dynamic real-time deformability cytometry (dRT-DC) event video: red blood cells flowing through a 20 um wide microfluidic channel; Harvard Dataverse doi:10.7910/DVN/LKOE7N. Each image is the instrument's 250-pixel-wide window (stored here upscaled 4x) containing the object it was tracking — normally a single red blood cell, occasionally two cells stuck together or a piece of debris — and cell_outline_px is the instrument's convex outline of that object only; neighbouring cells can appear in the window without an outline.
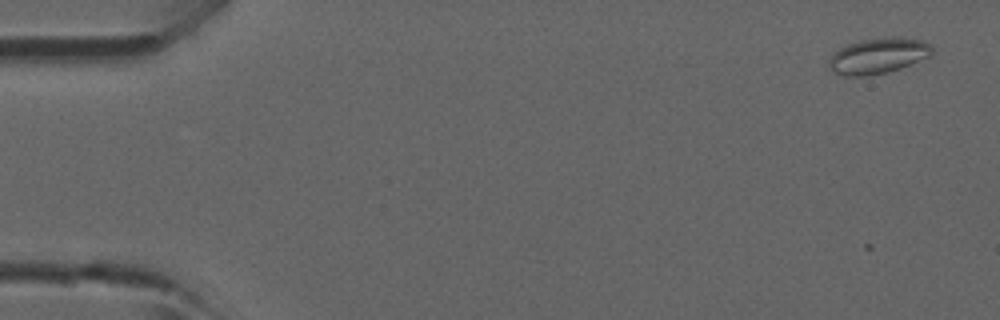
{"species": "common noctule bat (a hibernating species)", "species_latin": "Nyctalus noctula", "temperature_condition": "room temperature", "stored_images_in_passage": 6, "camera_frame_rate_fps": 3000, "um_per_image_px": 0.085, "animal": {"sex": "male", "forearm_length_mm": 52.5}, "frame": {"image": 1, "passage_image": 2, "time_ms": 0.333, "image_size_px": [1000, 320], "cell_outline_px": [[932, 56], [900, 68], [888, 72], [868, 76], [844, 76], [832, 72], [828, 68], [828, 60], [840, 48], [848, 44], [860, 40], [896, 36], [924, 40], [932, 48]], "centroid_in_image_um": [74.64, 4.75], "position_along_channel_um": 10.4, "area_um2": 21.62}}